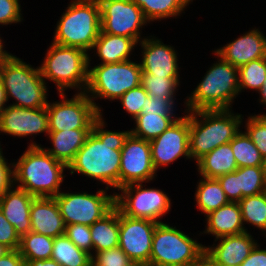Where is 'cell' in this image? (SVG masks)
Here are the masks:
<instances>
[{"mask_svg": "<svg viewBox=\"0 0 266 266\" xmlns=\"http://www.w3.org/2000/svg\"><path fill=\"white\" fill-rule=\"evenodd\" d=\"M102 114L94 121L92 131L86 138L67 169L101 180L119 190L121 149L130 131L112 132L103 130Z\"/></svg>", "mask_w": 266, "mask_h": 266, "instance_id": "6da1fadb", "label": "cell"}, {"mask_svg": "<svg viewBox=\"0 0 266 266\" xmlns=\"http://www.w3.org/2000/svg\"><path fill=\"white\" fill-rule=\"evenodd\" d=\"M14 182L34 197H55L63 181L67 165L54 159L36 143L29 145L16 164H13Z\"/></svg>", "mask_w": 266, "mask_h": 266, "instance_id": "7a4b0ae2", "label": "cell"}, {"mask_svg": "<svg viewBox=\"0 0 266 266\" xmlns=\"http://www.w3.org/2000/svg\"><path fill=\"white\" fill-rule=\"evenodd\" d=\"M196 114V115H195ZM197 116L202 118L201 122ZM241 115L229 109L199 110L189 113V153L199 160L220 145L229 143L240 131Z\"/></svg>", "mask_w": 266, "mask_h": 266, "instance_id": "3957f363", "label": "cell"}, {"mask_svg": "<svg viewBox=\"0 0 266 266\" xmlns=\"http://www.w3.org/2000/svg\"><path fill=\"white\" fill-rule=\"evenodd\" d=\"M101 32V9L98 0H75L57 24L53 43L88 51Z\"/></svg>", "mask_w": 266, "mask_h": 266, "instance_id": "277c9868", "label": "cell"}, {"mask_svg": "<svg viewBox=\"0 0 266 266\" xmlns=\"http://www.w3.org/2000/svg\"><path fill=\"white\" fill-rule=\"evenodd\" d=\"M0 81L6 91L7 101L10 96L17 100L12 106L22 108L47 106L46 83L39 68L34 69L9 54L0 64Z\"/></svg>", "mask_w": 266, "mask_h": 266, "instance_id": "5b68a950", "label": "cell"}, {"mask_svg": "<svg viewBox=\"0 0 266 266\" xmlns=\"http://www.w3.org/2000/svg\"><path fill=\"white\" fill-rule=\"evenodd\" d=\"M218 62L207 71L187 100L188 112L229 109L233 98L238 95V68L222 58Z\"/></svg>", "mask_w": 266, "mask_h": 266, "instance_id": "8992f818", "label": "cell"}, {"mask_svg": "<svg viewBox=\"0 0 266 266\" xmlns=\"http://www.w3.org/2000/svg\"><path fill=\"white\" fill-rule=\"evenodd\" d=\"M205 254V246L175 227L156 225L148 266H194Z\"/></svg>", "mask_w": 266, "mask_h": 266, "instance_id": "52a82bcc", "label": "cell"}, {"mask_svg": "<svg viewBox=\"0 0 266 266\" xmlns=\"http://www.w3.org/2000/svg\"><path fill=\"white\" fill-rule=\"evenodd\" d=\"M89 56L83 49L52 43L40 69L41 76L52 80L63 93L64 88L88 84Z\"/></svg>", "mask_w": 266, "mask_h": 266, "instance_id": "ba28073f", "label": "cell"}, {"mask_svg": "<svg viewBox=\"0 0 266 266\" xmlns=\"http://www.w3.org/2000/svg\"><path fill=\"white\" fill-rule=\"evenodd\" d=\"M141 65L131 60L100 64L88 71L87 93L106 99H119L141 84Z\"/></svg>", "mask_w": 266, "mask_h": 266, "instance_id": "9c48e42d", "label": "cell"}, {"mask_svg": "<svg viewBox=\"0 0 266 266\" xmlns=\"http://www.w3.org/2000/svg\"><path fill=\"white\" fill-rule=\"evenodd\" d=\"M85 91L65 100L64 93H59L63 101L48 103L49 131L74 129H92L94 121L101 115V109L93 102Z\"/></svg>", "mask_w": 266, "mask_h": 266, "instance_id": "30bf717a", "label": "cell"}, {"mask_svg": "<svg viewBox=\"0 0 266 266\" xmlns=\"http://www.w3.org/2000/svg\"><path fill=\"white\" fill-rule=\"evenodd\" d=\"M54 198L65 225L80 223L90 226L115 207V195H106L105 190L97 191L96 195L59 193Z\"/></svg>", "mask_w": 266, "mask_h": 266, "instance_id": "8fae6325", "label": "cell"}, {"mask_svg": "<svg viewBox=\"0 0 266 266\" xmlns=\"http://www.w3.org/2000/svg\"><path fill=\"white\" fill-rule=\"evenodd\" d=\"M119 189L123 195L115 194V207L128 217L161 223L157 219L170 209V199L161 190L142 189L141 183H131Z\"/></svg>", "mask_w": 266, "mask_h": 266, "instance_id": "7c38bea8", "label": "cell"}, {"mask_svg": "<svg viewBox=\"0 0 266 266\" xmlns=\"http://www.w3.org/2000/svg\"><path fill=\"white\" fill-rule=\"evenodd\" d=\"M101 9V31L111 35L140 39V27L148 21L133 1L98 0Z\"/></svg>", "mask_w": 266, "mask_h": 266, "instance_id": "4fadbf2b", "label": "cell"}, {"mask_svg": "<svg viewBox=\"0 0 266 266\" xmlns=\"http://www.w3.org/2000/svg\"><path fill=\"white\" fill-rule=\"evenodd\" d=\"M157 224L148 219L132 218L119 212V247L131 262L148 266Z\"/></svg>", "mask_w": 266, "mask_h": 266, "instance_id": "5bb4252c", "label": "cell"}, {"mask_svg": "<svg viewBox=\"0 0 266 266\" xmlns=\"http://www.w3.org/2000/svg\"><path fill=\"white\" fill-rule=\"evenodd\" d=\"M155 172L150 142L130 134L121 149L119 188L152 180Z\"/></svg>", "mask_w": 266, "mask_h": 266, "instance_id": "9a60e30c", "label": "cell"}, {"mask_svg": "<svg viewBox=\"0 0 266 266\" xmlns=\"http://www.w3.org/2000/svg\"><path fill=\"white\" fill-rule=\"evenodd\" d=\"M152 163L157 171L181 156L189 153V114L179 117L161 135L150 141Z\"/></svg>", "mask_w": 266, "mask_h": 266, "instance_id": "2e32d148", "label": "cell"}, {"mask_svg": "<svg viewBox=\"0 0 266 266\" xmlns=\"http://www.w3.org/2000/svg\"><path fill=\"white\" fill-rule=\"evenodd\" d=\"M0 131L14 136L49 133L47 108H22L8 106L0 115Z\"/></svg>", "mask_w": 266, "mask_h": 266, "instance_id": "e0dca14e", "label": "cell"}, {"mask_svg": "<svg viewBox=\"0 0 266 266\" xmlns=\"http://www.w3.org/2000/svg\"><path fill=\"white\" fill-rule=\"evenodd\" d=\"M143 60L141 65L142 74H153V76L178 78V64L175 50L164 45L160 40L143 39Z\"/></svg>", "mask_w": 266, "mask_h": 266, "instance_id": "ac0fdd59", "label": "cell"}, {"mask_svg": "<svg viewBox=\"0 0 266 266\" xmlns=\"http://www.w3.org/2000/svg\"><path fill=\"white\" fill-rule=\"evenodd\" d=\"M218 239L220 243L214 248L205 247L204 254L217 266H240L257 244L247 231Z\"/></svg>", "mask_w": 266, "mask_h": 266, "instance_id": "d6986e66", "label": "cell"}, {"mask_svg": "<svg viewBox=\"0 0 266 266\" xmlns=\"http://www.w3.org/2000/svg\"><path fill=\"white\" fill-rule=\"evenodd\" d=\"M215 53L239 68L252 60L266 57V37L258 29H253Z\"/></svg>", "mask_w": 266, "mask_h": 266, "instance_id": "ffe728a7", "label": "cell"}, {"mask_svg": "<svg viewBox=\"0 0 266 266\" xmlns=\"http://www.w3.org/2000/svg\"><path fill=\"white\" fill-rule=\"evenodd\" d=\"M31 231L52 238L65 234V222L54 197H37L30 209Z\"/></svg>", "mask_w": 266, "mask_h": 266, "instance_id": "44dd1931", "label": "cell"}, {"mask_svg": "<svg viewBox=\"0 0 266 266\" xmlns=\"http://www.w3.org/2000/svg\"><path fill=\"white\" fill-rule=\"evenodd\" d=\"M36 197L17 187L9 188L0 199V210L5 218L14 226L19 237L31 231L30 209Z\"/></svg>", "mask_w": 266, "mask_h": 266, "instance_id": "7402d4cb", "label": "cell"}, {"mask_svg": "<svg viewBox=\"0 0 266 266\" xmlns=\"http://www.w3.org/2000/svg\"><path fill=\"white\" fill-rule=\"evenodd\" d=\"M206 217L208 224L206 232L215 235L216 239L246 231L238 202H229L209 213Z\"/></svg>", "mask_w": 266, "mask_h": 266, "instance_id": "603a6c76", "label": "cell"}, {"mask_svg": "<svg viewBox=\"0 0 266 266\" xmlns=\"http://www.w3.org/2000/svg\"><path fill=\"white\" fill-rule=\"evenodd\" d=\"M92 129H74L49 131L53 149H45L54 159L67 166L74 159L79 149L84 145Z\"/></svg>", "mask_w": 266, "mask_h": 266, "instance_id": "cb8c5ba5", "label": "cell"}, {"mask_svg": "<svg viewBox=\"0 0 266 266\" xmlns=\"http://www.w3.org/2000/svg\"><path fill=\"white\" fill-rule=\"evenodd\" d=\"M202 177L217 179L224 174L234 172L236 164L230 143L220 145L197 161Z\"/></svg>", "mask_w": 266, "mask_h": 266, "instance_id": "d4e9b609", "label": "cell"}, {"mask_svg": "<svg viewBox=\"0 0 266 266\" xmlns=\"http://www.w3.org/2000/svg\"><path fill=\"white\" fill-rule=\"evenodd\" d=\"M137 43L134 38L101 31L94 42L93 49H97L98 56L103 60L101 64L118 63L129 60L130 52Z\"/></svg>", "mask_w": 266, "mask_h": 266, "instance_id": "484cf974", "label": "cell"}, {"mask_svg": "<svg viewBox=\"0 0 266 266\" xmlns=\"http://www.w3.org/2000/svg\"><path fill=\"white\" fill-rule=\"evenodd\" d=\"M95 253L119 246V210L114 207L102 219L90 225Z\"/></svg>", "mask_w": 266, "mask_h": 266, "instance_id": "4316f807", "label": "cell"}, {"mask_svg": "<svg viewBox=\"0 0 266 266\" xmlns=\"http://www.w3.org/2000/svg\"><path fill=\"white\" fill-rule=\"evenodd\" d=\"M51 258L61 266H92V257L79 249L65 234L55 237Z\"/></svg>", "mask_w": 266, "mask_h": 266, "instance_id": "83f0119b", "label": "cell"}, {"mask_svg": "<svg viewBox=\"0 0 266 266\" xmlns=\"http://www.w3.org/2000/svg\"><path fill=\"white\" fill-rule=\"evenodd\" d=\"M202 178L204 180L202 179L198 184L195 199L199 210L208 215L228 204L229 200L217 179Z\"/></svg>", "mask_w": 266, "mask_h": 266, "instance_id": "f1b7e54d", "label": "cell"}, {"mask_svg": "<svg viewBox=\"0 0 266 266\" xmlns=\"http://www.w3.org/2000/svg\"><path fill=\"white\" fill-rule=\"evenodd\" d=\"M54 238L30 231L20 237L18 251L25 262L50 259Z\"/></svg>", "mask_w": 266, "mask_h": 266, "instance_id": "f546056e", "label": "cell"}, {"mask_svg": "<svg viewBox=\"0 0 266 266\" xmlns=\"http://www.w3.org/2000/svg\"><path fill=\"white\" fill-rule=\"evenodd\" d=\"M177 119L173 115H158V113L140 114L135 118L136 129L130 131L131 135L152 141L161 135Z\"/></svg>", "mask_w": 266, "mask_h": 266, "instance_id": "4dcf8cb0", "label": "cell"}, {"mask_svg": "<svg viewBox=\"0 0 266 266\" xmlns=\"http://www.w3.org/2000/svg\"><path fill=\"white\" fill-rule=\"evenodd\" d=\"M229 143L238 168L264 166V157L246 132H239Z\"/></svg>", "mask_w": 266, "mask_h": 266, "instance_id": "1f68e13d", "label": "cell"}, {"mask_svg": "<svg viewBox=\"0 0 266 266\" xmlns=\"http://www.w3.org/2000/svg\"><path fill=\"white\" fill-rule=\"evenodd\" d=\"M133 2L142 10L144 17L149 22L177 16L190 0H133Z\"/></svg>", "mask_w": 266, "mask_h": 266, "instance_id": "d6a6232c", "label": "cell"}, {"mask_svg": "<svg viewBox=\"0 0 266 266\" xmlns=\"http://www.w3.org/2000/svg\"><path fill=\"white\" fill-rule=\"evenodd\" d=\"M237 184L241 200L263 193L266 187L264 166L237 168Z\"/></svg>", "mask_w": 266, "mask_h": 266, "instance_id": "836d02e7", "label": "cell"}, {"mask_svg": "<svg viewBox=\"0 0 266 266\" xmlns=\"http://www.w3.org/2000/svg\"><path fill=\"white\" fill-rule=\"evenodd\" d=\"M242 221L249 222L259 229L266 230V195L261 193L244 197L239 202Z\"/></svg>", "mask_w": 266, "mask_h": 266, "instance_id": "e575fe53", "label": "cell"}, {"mask_svg": "<svg viewBox=\"0 0 266 266\" xmlns=\"http://www.w3.org/2000/svg\"><path fill=\"white\" fill-rule=\"evenodd\" d=\"M266 78V57L252 60L238 68L239 92L244 88L260 90Z\"/></svg>", "mask_w": 266, "mask_h": 266, "instance_id": "d590c367", "label": "cell"}, {"mask_svg": "<svg viewBox=\"0 0 266 266\" xmlns=\"http://www.w3.org/2000/svg\"><path fill=\"white\" fill-rule=\"evenodd\" d=\"M141 85L149 96L168 98L174 103L173 97L179 78H168L166 76H153V74H142Z\"/></svg>", "mask_w": 266, "mask_h": 266, "instance_id": "8d00e7d4", "label": "cell"}, {"mask_svg": "<svg viewBox=\"0 0 266 266\" xmlns=\"http://www.w3.org/2000/svg\"><path fill=\"white\" fill-rule=\"evenodd\" d=\"M246 127L247 135L266 159V114L251 116Z\"/></svg>", "mask_w": 266, "mask_h": 266, "instance_id": "74e56055", "label": "cell"}, {"mask_svg": "<svg viewBox=\"0 0 266 266\" xmlns=\"http://www.w3.org/2000/svg\"><path fill=\"white\" fill-rule=\"evenodd\" d=\"M148 93L144 90L143 86L132 88L128 92L124 93L120 98V102L123 108L132 115L133 119L139 116L143 110L144 104H146V97Z\"/></svg>", "mask_w": 266, "mask_h": 266, "instance_id": "f35d334b", "label": "cell"}, {"mask_svg": "<svg viewBox=\"0 0 266 266\" xmlns=\"http://www.w3.org/2000/svg\"><path fill=\"white\" fill-rule=\"evenodd\" d=\"M139 265L131 262L128 256L118 247L99 251L92 256V266H124Z\"/></svg>", "mask_w": 266, "mask_h": 266, "instance_id": "ab89813d", "label": "cell"}, {"mask_svg": "<svg viewBox=\"0 0 266 266\" xmlns=\"http://www.w3.org/2000/svg\"><path fill=\"white\" fill-rule=\"evenodd\" d=\"M65 235L81 250L91 254L90 250L93 249V241L91 238L90 226L82 224L66 225Z\"/></svg>", "mask_w": 266, "mask_h": 266, "instance_id": "60d3db41", "label": "cell"}, {"mask_svg": "<svg viewBox=\"0 0 266 266\" xmlns=\"http://www.w3.org/2000/svg\"><path fill=\"white\" fill-rule=\"evenodd\" d=\"M173 106V103L168 98H158L148 95L141 114L149 112L158 113V115H174Z\"/></svg>", "mask_w": 266, "mask_h": 266, "instance_id": "b9f144b4", "label": "cell"}, {"mask_svg": "<svg viewBox=\"0 0 266 266\" xmlns=\"http://www.w3.org/2000/svg\"><path fill=\"white\" fill-rule=\"evenodd\" d=\"M0 243L6 245L11 250L19 248L20 237L15 232L14 226L5 218L0 210Z\"/></svg>", "mask_w": 266, "mask_h": 266, "instance_id": "7bdbcfd3", "label": "cell"}, {"mask_svg": "<svg viewBox=\"0 0 266 266\" xmlns=\"http://www.w3.org/2000/svg\"><path fill=\"white\" fill-rule=\"evenodd\" d=\"M20 11L18 0H0V24L20 22Z\"/></svg>", "mask_w": 266, "mask_h": 266, "instance_id": "ee69618b", "label": "cell"}, {"mask_svg": "<svg viewBox=\"0 0 266 266\" xmlns=\"http://www.w3.org/2000/svg\"><path fill=\"white\" fill-rule=\"evenodd\" d=\"M229 202H239L241 200V191H238L237 169L228 174L217 178Z\"/></svg>", "mask_w": 266, "mask_h": 266, "instance_id": "f6af8a7d", "label": "cell"}, {"mask_svg": "<svg viewBox=\"0 0 266 266\" xmlns=\"http://www.w3.org/2000/svg\"><path fill=\"white\" fill-rule=\"evenodd\" d=\"M13 181V170L7 165L0 148V199L9 188H12Z\"/></svg>", "mask_w": 266, "mask_h": 266, "instance_id": "bcb514c9", "label": "cell"}, {"mask_svg": "<svg viewBox=\"0 0 266 266\" xmlns=\"http://www.w3.org/2000/svg\"><path fill=\"white\" fill-rule=\"evenodd\" d=\"M258 247L256 244L240 266H266V250H261Z\"/></svg>", "mask_w": 266, "mask_h": 266, "instance_id": "7dc6e473", "label": "cell"}, {"mask_svg": "<svg viewBox=\"0 0 266 266\" xmlns=\"http://www.w3.org/2000/svg\"><path fill=\"white\" fill-rule=\"evenodd\" d=\"M0 266H25V261L18 249L11 250L4 257L0 258Z\"/></svg>", "mask_w": 266, "mask_h": 266, "instance_id": "c3c4849f", "label": "cell"}, {"mask_svg": "<svg viewBox=\"0 0 266 266\" xmlns=\"http://www.w3.org/2000/svg\"><path fill=\"white\" fill-rule=\"evenodd\" d=\"M25 266H61L54 259L45 260H32L30 262H25Z\"/></svg>", "mask_w": 266, "mask_h": 266, "instance_id": "681fc988", "label": "cell"}, {"mask_svg": "<svg viewBox=\"0 0 266 266\" xmlns=\"http://www.w3.org/2000/svg\"><path fill=\"white\" fill-rule=\"evenodd\" d=\"M5 102H7L6 91L4 89V86L2 85V82L0 81V115L1 112L5 109V107H3L5 105Z\"/></svg>", "mask_w": 266, "mask_h": 266, "instance_id": "f907efd6", "label": "cell"}, {"mask_svg": "<svg viewBox=\"0 0 266 266\" xmlns=\"http://www.w3.org/2000/svg\"><path fill=\"white\" fill-rule=\"evenodd\" d=\"M194 266H217L205 255Z\"/></svg>", "mask_w": 266, "mask_h": 266, "instance_id": "816d5d0a", "label": "cell"}, {"mask_svg": "<svg viewBox=\"0 0 266 266\" xmlns=\"http://www.w3.org/2000/svg\"><path fill=\"white\" fill-rule=\"evenodd\" d=\"M261 96L260 101L266 105V78L264 80L262 88L259 90Z\"/></svg>", "mask_w": 266, "mask_h": 266, "instance_id": "f5cc1de1", "label": "cell"}, {"mask_svg": "<svg viewBox=\"0 0 266 266\" xmlns=\"http://www.w3.org/2000/svg\"><path fill=\"white\" fill-rule=\"evenodd\" d=\"M10 251H11V249L9 247H7L6 245L0 243V258L4 257Z\"/></svg>", "mask_w": 266, "mask_h": 266, "instance_id": "db71d44e", "label": "cell"}, {"mask_svg": "<svg viewBox=\"0 0 266 266\" xmlns=\"http://www.w3.org/2000/svg\"><path fill=\"white\" fill-rule=\"evenodd\" d=\"M8 55L9 53H7L5 50L3 51V44L2 40L0 39V60H4Z\"/></svg>", "mask_w": 266, "mask_h": 266, "instance_id": "11a10c76", "label": "cell"}, {"mask_svg": "<svg viewBox=\"0 0 266 266\" xmlns=\"http://www.w3.org/2000/svg\"><path fill=\"white\" fill-rule=\"evenodd\" d=\"M264 173H265V180H266V159L264 161Z\"/></svg>", "mask_w": 266, "mask_h": 266, "instance_id": "9f6ffc18", "label": "cell"}, {"mask_svg": "<svg viewBox=\"0 0 266 266\" xmlns=\"http://www.w3.org/2000/svg\"><path fill=\"white\" fill-rule=\"evenodd\" d=\"M124 266H140V265H124Z\"/></svg>", "mask_w": 266, "mask_h": 266, "instance_id": "6f0895ef", "label": "cell"}]
</instances>
